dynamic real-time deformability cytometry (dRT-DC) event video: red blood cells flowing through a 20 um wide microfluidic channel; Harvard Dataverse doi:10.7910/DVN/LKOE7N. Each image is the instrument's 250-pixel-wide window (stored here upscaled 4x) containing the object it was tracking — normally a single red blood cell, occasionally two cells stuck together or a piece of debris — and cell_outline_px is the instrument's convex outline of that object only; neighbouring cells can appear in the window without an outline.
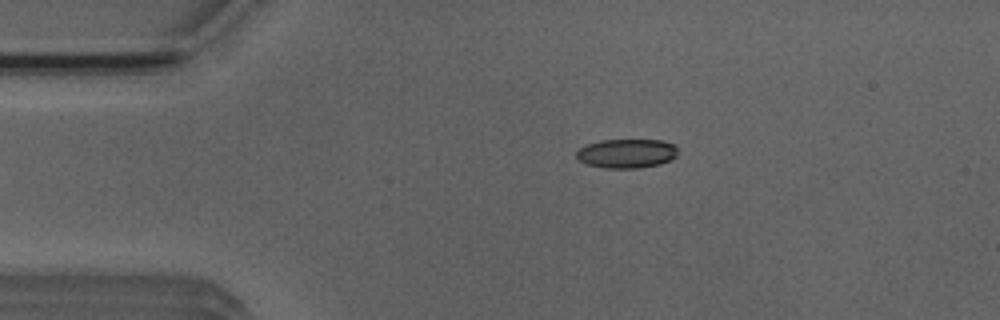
{"species": "Egyptian fruit bat (a non-hibernating species)", "species_latin": "Rousettus aegyptiacus", "temperature_condition": "room temperature", "stored_images_in_passage": 5, "camera_frame_rate_fps": 3000, "um_per_image_px": 0.085, "animal": {"sex": "male"}, "frame": {"image": 1, "passage_image": 5, "time_ms": 4.333, "image_size_px": [1000, 320], "cell_outline_px": [[676, 156], [660, 164], [636, 168], [608, 168], [588, 164], [580, 160], [576, 156], [576, 152], [580, 148], [588, 144], [600, 140], [660, 140], [672, 144], [676, 148]], "centroid_in_image_um": [53.25, 13.04], "position_along_channel_um": 31.8, "area_um2": 16.88}}